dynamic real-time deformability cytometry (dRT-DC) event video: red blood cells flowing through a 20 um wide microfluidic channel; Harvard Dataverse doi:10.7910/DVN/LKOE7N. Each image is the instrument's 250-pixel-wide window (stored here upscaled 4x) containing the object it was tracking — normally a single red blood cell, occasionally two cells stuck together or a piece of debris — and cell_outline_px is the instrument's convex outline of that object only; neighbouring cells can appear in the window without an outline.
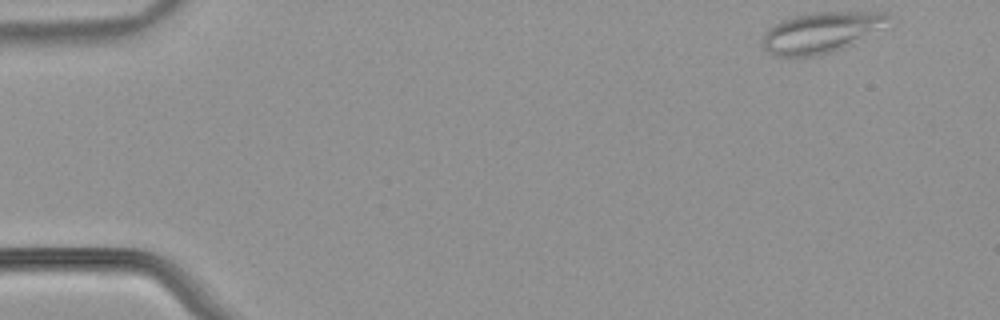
{"species": "common noctule bat (a hibernating species)", "species_latin": "Nyctalus noctula", "temperature_condition": "warm", "stored_images_in_passage": 50, "camera_frame_rate_fps": 3000, "um_per_image_px": 0.085, "animal": {"sex": "male", "body_mass_g": 21.5, "forearm_length_mm": 52.0}, "frame": {"image": 1, "passage_image": 1, "time_ms": 0.0, "image_size_px": [1000, 320], "cell_outline_px": [[892, 16], [840, 48], [832, 52], [812, 56], [780, 56], [768, 52], [760, 44], [764, 32], [768, 28], [780, 20], [812, 12], [884, 12]], "centroid_in_image_um": [69.55, 2.74], "position_along_channel_um": 15.4, "area_um2": 28.32}}
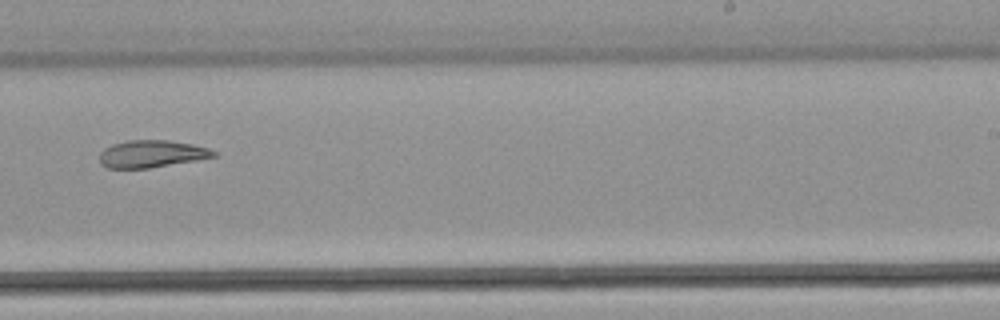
{"frame": {"image": 2, "passage_image": 31, "time_ms": 10.0, "image_size_px": [1000, 320], "cell_outline_px": [[216, 156], [148, 168], [108, 168], [100, 164], [100, 152], [104, 148], [112, 144], [128, 140], [168, 140], [192, 144], [208, 148], [216, 152]], "centroid_in_image_um": [12.84, 13.07], "position_along_channel_um": 276.2, "area_um2": 17.92}}
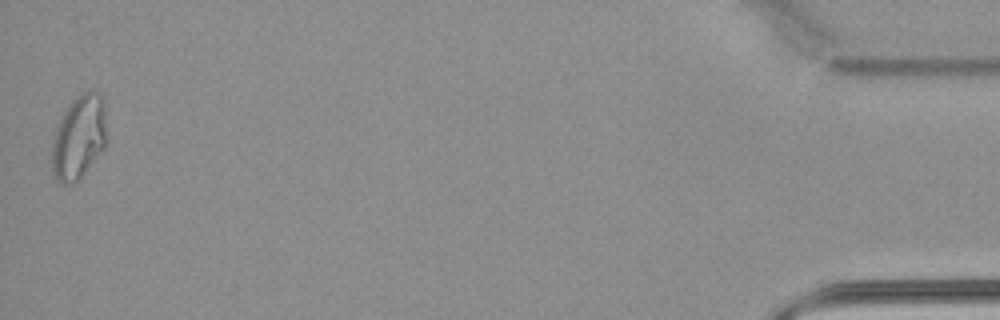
{"frame": {"image": 3, "passage_image": 50, "time_ms": 16.333, "image_size_px": [1000, 320], "cell_outline_px": [[108, 140], [104, 148], [80, 176], [76, 180], [64, 184], [60, 184], [56, 180], [52, 172], [52, 140], [56, 128], [68, 104], [72, 100], [84, 92], [96, 92], [104, 96]], "centroid_in_image_um": [6.73, 11.63], "position_along_channel_um": 428.5, "area_um2": 26.82}, "authors_computed_cell_mechanics": {"area_um2": 22.3397, "velocity_mm_per_s": 3.8431, "shape_relaxation_time_tau1_ms": null, "shape_relaxation_time_tau2_ms": 3.8202, "deformation_change_tau1": null, "deformation_change_tau2": 0.1038}}